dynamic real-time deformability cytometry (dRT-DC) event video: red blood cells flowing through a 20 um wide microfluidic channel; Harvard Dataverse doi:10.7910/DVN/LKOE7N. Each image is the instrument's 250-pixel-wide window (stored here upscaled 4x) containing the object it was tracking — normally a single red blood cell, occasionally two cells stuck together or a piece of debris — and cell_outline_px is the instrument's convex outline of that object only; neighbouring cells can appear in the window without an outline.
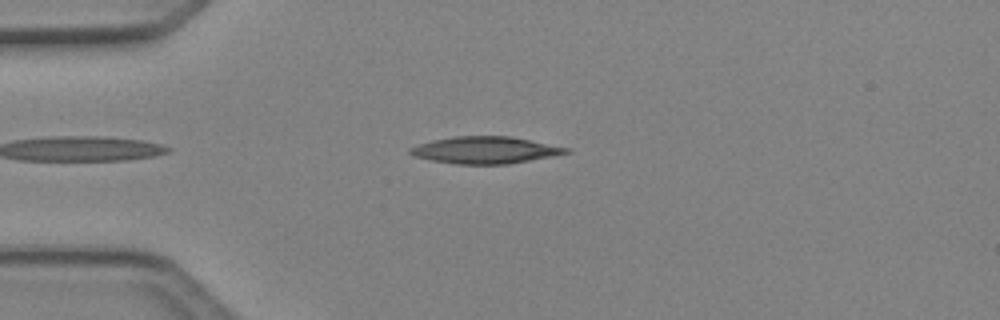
{"species": "Egyptian fruit bat (a non-hibernating species)", "species_latin": "Rousettus aegyptiacus", "temperature_condition": "cold", "stored_images_in_passage": 2, "camera_frame_rate_fps": 3000, "um_per_image_px": 0.085, "animal": {"sex": "female"}, "frame": {"image": 1, "passage_image": 1, "time_ms": 0.0, "image_size_px": [1000, 320], "cell_outline_px": [[572, 152], [552, 156], [508, 164], [456, 164], [432, 160], [412, 156], [408, 152], [408, 148], [432, 140], [452, 136], [508, 136], [572, 148]], "centroid_in_image_um": [41.24, 12.75], "position_along_channel_um": 43.8, "area_um2": 24.51}}
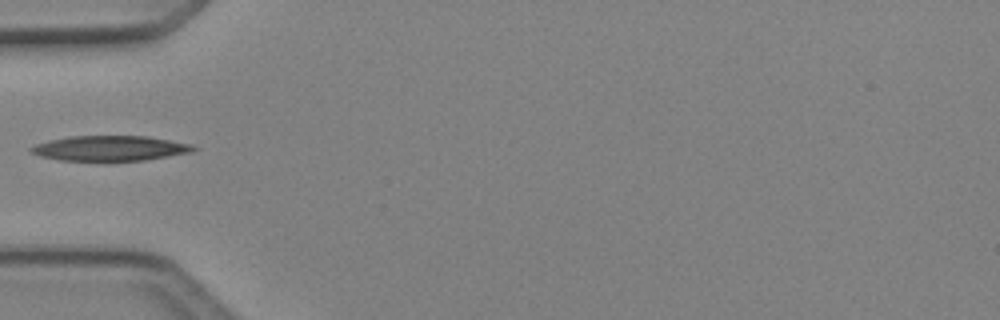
{"frame": {"image": 2, "passage_image": 2, "time_ms": 0.333, "image_size_px": [1000, 320], "cell_outline_px": [[200, 148], [192, 152], [144, 160], [60, 160], [40, 156], [28, 152], [28, 148], [36, 144], [48, 140], [68, 136], [148, 136], [192, 144]], "centroid_in_image_um": [9.34, 12.59], "position_along_channel_um": 75.7, "area_um2": 23.81}}